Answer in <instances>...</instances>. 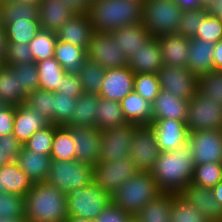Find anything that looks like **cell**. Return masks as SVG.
Returning a JSON list of instances; mask_svg holds the SVG:
<instances>
[{
  "instance_id": "6da1fadb",
  "label": "cell",
  "mask_w": 222,
  "mask_h": 222,
  "mask_svg": "<svg viewBox=\"0 0 222 222\" xmlns=\"http://www.w3.org/2000/svg\"><path fill=\"white\" fill-rule=\"evenodd\" d=\"M194 166L188 141L173 151H161L151 173L162 193L179 194L191 183Z\"/></svg>"
},
{
  "instance_id": "7a4b0ae2",
  "label": "cell",
  "mask_w": 222,
  "mask_h": 222,
  "mask_svg": "<svg viewBox=\"0 0 222 222\" xmlns=\"http://www.w3.org/2000/svg\"><path fill=\"white\" fill-rule=\"evenodd\" d=\"M26 222H65L67 194L47 182L33 183L24 196Z\"/></svg>"
},
{
  "instance_id": "3957f363",
  "label": "cell",
  "mask_w": 222,
  "mask_h": 222,
  "mask_svg": "<svg viewBox=\"0 0 222 222\" xmlns=\"http://www.w3.org/2000/svg\"><path fill=\"white\" fill-rule=\"evenodd\" d=\"M143 2L134 0H95L88 16L94 31L112 32L141 23Z\"/></svg>"
},
{
  "instance_id": "277c9868",
  "label": "cell",
  "mask_w": 222,
  "mask_h": 222,
  "mask_svg": "<svg viewBox=\"0 0 222 222\" xmlns=\"http://www.w3.org/2000/svg\"><path fill=\"white\" fill-rule=\"evenodd\" d=\"M162 192L151 172L139 171L111 194L112 203L135 217L140 210Z\"/></svg>"
},
{
  "instance_id": "5b68a950",
  "label": "cell",
  "mask_w": 222,
  "mask_h": 222,
  "mask_svg": "<svg viewBox=\"0 0 222 222\" xmlns=\"http://www.w3.org/2000/svg\"><path fill=\"white\" fill-rule=\"evenodd\" d=\"M183 11L174 0H145L141 23L152 37L176 34Z\"/></svg>"
},
{
  "instance_id": "8992f818",
  "label": "cell",
  "mask_w": 222,
  "mask_h": 222,
  "mask_svg": "<svg viewBox=\"0 0 222 222\" xmlns=\"http://www.w3.org/2000/svg\"><path fill=\"white\" fill-rule=\"evenodd\" d=\"M67 194L75 188L89 186L93 182V166L73 160L51 159L46 181Z\"/></svg>"
},
{
  "instance_id": "52a82bcc",
  "label": "cell",
  "mask_w": 222,
  "mask_h": 222,
  "mask_svg": "<svg viewBox=\"0 0 222 222\" xmlns=\"http://www.w3.org/2000/svg\"><path fill=\"white\" fill-rule=\"evenodd\" d=\"M112 203L111 194L99 188L94 182L67 193L68 216L94 219Z\"/></svg>"
},
{
  "instance_id": "ba28073f",
  "label": "cell",
  "mask_w": 222,
  "mask_h": 222,
  "mask_svg": "<svg viewBox=\"0 0 222 222\" xmlns=\"http://www.w3.org/2000/svg\"><path fill=\"white\" fill-rule=\"evenodd\" d=\"M186 124L190 132L222 130V105L197 92L188 102Z\"/></svg>"
},
{
  "instance_id": "9c48e42d",
  "label": "cell",
  "mask_w": 222,
  "mask_h": 222,
  "mask_svg": "<svg viewBox=\"0 0 222 222\" xmlns=\"http://www.w3.org/2000/svg\"><path fill=\"white\" fill-rule=\"evenodd\" d=\"M86 52L88 60L98 63L105 70L128 65V57L116 44L111 32L94 31Z\"/></svg>"
},
{
  "instance_id": "30bf717a",
  "label": "cell",
  "mask_w": 222,
  "mask_h": 222,
  "mask_svg": "<svg viewBox=\"0 0 222 222\" xmlns=\"http://www.w3.org/2000/svg\"><path fill=\"white\" fill-rule=\"evenodd\" d=\"M139 172L131 156L118 162H101L93 166V182L105 192L112 194L125 181Z\"/></svg>"
},
{
  "instance_id": "8fae6325",
  "label": "cell",
  "mask_w": 222,
  "mask_h": 222,
  "mask_svg": "<svg viewBox=\"0 0 222 222\" xmlns=\"http://www.w3.org/2000/svg\"><path fill=\"white\" fill-rule=\"evenodd\" d=\"M130 156L139 171L151 172L161 153L150 125H134Z\"/></svg>"
},
{
  "instance_id": "7c38bea8",
  "label": "cell",
  "mask_w": 222,
  "mask_h": 222,
  "mask_svg": "<svg viewBox=\"0 0 222 222\" xmlns=\"http://www.w3.org/2000/svg\"><path fill=\"white\" fill-rule=\"evenodd\" d=\"M160 89L190 101L198 92V77L185 66L163 65L157 72Z\"/></svg>"
},
{
  "instance_id": "4fadbf2b",
  "label": "cell",
  "mask_w": 222,
  "mask_h": 222,
  "mask_svg": "<svg viewBox=\"0 0 222 222\" xmlns=\"http://www.w3.org/2000/svg\"><path fill=\"white\" fill-rule=\"evenodd\" d=\"M101 133V162H118L130 156L131 140L134 135V125L126 124L121 127H114L100 131Z\"/></svg>"
},
{
  "instance_id": "5bb4252c",
  "label": "cell",
  "mask_w": 222,
  "mask_h": 222,
  "mask_svg": "<svg viewBox=\"0 0 222 222\" xmlns=\"http://www.w3.org/2000/svg\"><path fill=\"white\" fill-rule=\"evenodd\" d=\"M194 165L222 163V130L190 132Z\"/></svg>"
},
{
  "instance_id": "9a60e30c",
  "label": "cell",
  "mask_w": 222,
  "mask_h": 222,
  "mask_svg": "<svg viewBox=\"0 0 222 222\" xmlns=\"http://www.w3.org/2000/svg\"><path fill=\"white\" fill-rule=\"evenodd\" d=\"M75 148V159L94 166L100 159L101 133L95 127H70Z\"/></svg>"
},
{
  "instance_id": "2e32d148",
  "label": "cell",
  "mask_w": 222,
  "mask_h": 222,
  "mask_svg": "<svg viewBox=\"0 0 222 222\" xmlns=\"http://www.w3.org/2000/svg\"><path fill=\"white\" fill-rule=\"evenodd\" d=\"M135 74L127 66L107 69L99 96L121 102L129 93L134 91Z\"/></svg>"
},
{
  "instance_id": "e0dca14e",
  "label": "cell",
  "mask_w": 222,
  "mask_h": 222,
  "mask_svg": "<svg viewBox=\"0 0 222 222\" xmlns=\"http://www.w3.org/2000/svg\"><path fill=\"white\" fill-rule=\"evenodd\" d=\"M161 151H173L189 141L190 131L183 121L160 119L150 123Z\"/></svg>"
},
{
  "instance_id": "ac0fdd59",
  "label": "cell",
  "mask_w": 222,
  "mask_h": 222,
  "mask_svg": "<svg viewBox=\"0 0 222 222\" xmlns=\"http://www.w3.org/2000/svg\"><path fill=\"white\" fill-rule=\"evenodd\" d=\"M179 195L192 204L211 222H222V206L213 197L211 188L189 183Z\"/></svg>"
},
{
  "instance_id": "d6986e66",
  "label": "cell",
  "mask_w": 222,
  "mask_h": 222,
  "mask_svg": "<svg viewBox=\"0 0 222 222\" xmlns=\"http://www.w3.org/2000/svg\"><path fill=\"white\" fill-rule=\"evenodd\" d=\"M94 34L88 14H74L57 32V40L88 48Z\"/></svg>"
},
{
  "instance_id": "ffe728a7",
  "label": "cell",
  "mask_w": 222,
  "mask_h": 222,
  "mask_svg": "<svg viewBox=\"0 0 222 222\" xmlns=\"http://www.w3.org/2000/svg\"><path fill=\"white\" fill-rule=\"evenodd\" d=\"M51 122L26 103L15 106L13 135L24 145L38 130L50 125Z\"/></svg>"
},
{
  "instance_id": "44dd1931",
  "label": "cell",
  "mask_w": 222,
  "mask_h": 222,
  "mask_svg": "<svg viewBox=\"0 0 222 222\" xmlns=\"http://www.w3.org/2000/svg\"><path fill=\"white\" fill-rule=\"evenodd\" d=\"M163 65L159 39L155 37H151L143 47L128 58V67L134 74H157Z\"/></svg>"
},
{
  "instance_id": "7402d4cb",
  "label": "cell",
  "mask_w": 222,
  "mask_h": 222,
  "mask_svg": "<svg viewBox=\"0 0 222 222\" xmlns=\"http://www.w3.org/2000/svg\"><path fill=\"white\" fill-rule=\"evenodd\" d=\"M188 102L178 98L168 91L160 90L158 96L152 103V121L160 119H173L187 121Z\"/></svg>"
},
{
  "instance_id": "603a6c76",
  "label": "cell",
  "mask_w": 222,
  "mask_h": 222,
  "mask_svg": "<svg viewBox=\"0 0 222 222\" xmlns=\"http://www.w3.org/2000/svg\"><path fill=\"white\" fill-rule=\"evenodd\" d=\"M38 6L41 28L54 33L75 14L63 0H41Z\"/></svg>"
},
{
  "instance_id": "cb8c5ba5",
  "label": "cell",
  "mask_w": 222,
  "mask_h": 222,
  "mask_svg": "<svg viewBox=\"0 0 222 222\" xmlns=\"http://www.w3.org/2000/svg\"><path fill=\"white\" fill-rule=\"evenodd\" d=\"M190 49L187 67L196 77H200L214 70L215 43L198 38H190Z\"/></svg>"
},
{
  "instance_id": "d4e9b609",
  "label": "cell",
  "mask_w": 222,
  "mask_h": 222,
  "mask_svg": "<svg viewBox=\"0 0 222 222\" xmlns=\"http://www.w3.org/2000/svg\"><path fill=\"white\" fill-rule=\"evenodd\" d=\"M164 65L187 67L190 38L179 34L162 35L159 38Z\"/></svg>"
},
{
  "instance_id": "484cf974",
  "label": "cell",
  "mask_w": 222,
  "mask_h": 222,
  "mask_svg": "<svg viewBox=\"0 0 222 222\" xmlns=\"http://www.w3.org/2000/svg\"><path fill=\"white\" fill-rule=\"evenodd\" d=\"M115 42L129 58L143 47L152 35L142 23L121 27L111 32Z\"/></svg>"
},
{
  "instance_id": "4316f807",
  "label": "cell",
  "mask_w": 222,
  "mask_h": 222,
  "mask_svg": "<svg viewBox=\"0 0 222 222\" xmlns=\"http://www.w3.org/2000/svg\"><path fill=\"white\" fill-rule=\"evenodd\" d=\"M16 161L32 183L46 181L51 163L50 155L38 154L23 147Z\"/></svg>"
},
{
  "instance_id": "83f0119b",
  "label": "cell",
  "mask_w": 222,
  "mask_h": 222,
  "mask_svg": "<svg viewBox=\"0 0 222 222\" xmlns=\"http://www.w3.org/2000/svg\"><path fill=\"white\" fill-rule=\"evenodd\" d=\"M120 104L128 124L150 125L152 121V103L148 100L133 91Z\"/></svg>"
},
{
  "instance_id": "f1b7e54d",
  "label": "cell",
  "mask_w": 222,
  "mask_h": 222,
  "mask_svg": "<svg viewBox=\"0 0 222 222\" xmlns=\"http://www.w3.org/2000/svg\"><path fill=\"white\" fill-rule=\"evenodd\" d=\"M100 96L84 92L76 99L75 112L66 127H95L97 121L98 101Z\"/></svg>"
},
{
  "instance_id": "f546056e",
  "label": "cell",
  "mask_w": 222,
  "mask_h": 222,
  "mask_svg": "<svg viewBox=\"0 0 222 222\" xmlns=\"http://www.w3.org/2000/svg\"><path fill=\"white\" fill-rule=\"evenodd\" d=\"M27 95L20 89L18 75L13 66L0 69V103L17 106L26 103Z\"/></svg>"
},
{
  "instance_id": "4dcf8cb0",
  "label": "cell",
  "mask_w": 222,
  "mask_h": 222,
  "mask_svg": "<svg viewBox=\"0 0 222 222\" xmlns=\"http://www.w3.org/2000/svg\"><path fill=\"white\" fill-rule=\"evenodd\" d=\"M1 184L5 191L11 194H20L25 196L32 188V181L20 169L16 160H9L0 168Z\"/></svg>"
},
{
  "instance_id": "1f68e13d",
  "label": "cell",
  "mask_w": 222,
  "mask_h": 222,
  "mask_svg": "<svg viewBox=\"0 0 222 222\" xmlns=\"http://www.w3.org/2000/svg\"><path fill=\"white\" fill-rule=\"evenodd\" d=\"M175 193H161L145 205L135 216L140 222H171V208Z\"/></svg>"
},
{
  "instance_id": "d6a6232c",
  "label": "cell",
  "mask_w": 222,
  "mask_h": 222,
  "mask_svg": "<svg viewBox=\"0 0 222 222\" xmlns=\"http://www.w3.org/2000/svg\"><path fill=\"white\" fill-rule=\"evenodd\" d=\"M86 48L57 40L54 58L61 64L66 73L78 74L83 62L87 59Z\"/></svg>"
},
{
  "instance_id": "836d02e7",
  "label": "cell",
  "mask_w": 222,
  "mask_h": 222,
  "mask_svg": "<svg viewBox=\"0 0 222 222\" xmlns=\"http://www.w3.org/2000/svg\"><path fill=\"white\" fill-rule=\"evenodd\" d=\"M127 123L121 104L114 100L99 98L96 128L100 131L125 126Z\"/></svg>"
},
{
  "instance_id": "e575fe53",
  "label": "cell",
  "mask_w": 222,
  "mask_h": 222,
  "mask_svg": "<svg viewBox=\"0 0 222 222\" xmlns=\"http://www.w3.org/2000/svg\"><path fill=\"white\" fill-rule=\"evenodd\" d=\"M39 75V89L56 92L66 74L61 64L54 58H48L36 63Z\"/></svg>"
},
{
  "instance_id": "d590c367",
  "label": "cell",
  "mask_w": 222,
  "mask_h": 222,
  "mask_svg": "<svg viewBox=\"0 0 222 222\" xmlns=\"http://www.w3.org/2000/svg\"><path fill=\"white\" fill-rule=\"evenodd\" d=\"M3 26L17 20L38 21L39 6L23 3L16 0H7L1 3Z\"/></svg>"
},
{
  "instance_id": "8d00e7d4",
  "label": "cell",
  "mask_w": 222,
  "mask_h": 222,
  "mask_svg": "<svg viewBox=\"0 0 222 222\" xmlns=\"http://www.w3.org/2000/svg\"><path fill=\"white\" fill-rule=\"evenodd\" d=\"M72 130L66 126H58L55 130L50 157L53 160L75 159V148Z\"/></svg>"
},
{
  "instance_id": "74e56055",
  "label": "cell",
  "mask_w": 222,
  "mask_h": 222,
  "mask_svg": "<svg viewBox=\"0 0 222 222\" xmlns=\"http://www.w3.org/2000/svg\"><path fill=\"white\" fill-rule=\"evenodd\" d=\"M8 43H28L42 30L39 21L17 20L4 26Z\"/></svg>"
},
{
  "instance_id": "f35d334b",
  "label": "cell",
  "mask_w": 222,
  "mask_h": 222,
  "mask_svg": "<svg viewBox=\"0 0 222 222\" xmlns=\"http://www.w3.org/2000/svg\"><path fill=\"white\" fill-rule=\"evenodd\" d=\"M105 71L106 70L98 63L86 59L78 72L83 91L86 93L99 94Z\"/></svg>"
},
{
  "instance_id": "ab89813d",
  "label": "cell",
  "mask_w": 222,
  "mask_h": 222,
  "mask_svg": "<svg viewBox=\"0 0 222 222\" xmlns=\"http://www.w3.org/2000/svg\"><path fill=\"white\" fill-rule=\"evenodd\" d=\"M57 35L54 32L41 30L29 42L35 63L54 57Z\"/></svg>"
},
{
  "instance_id": "60d3db41",
  "label": "cell",
  "mask_w": 222,
  "mask_h": 222,
  "mask_svg": "<svg viewBox=\"0 0 222 222\" xmlns=\"http://www.w3.org/2000/svg\"><path fill=\"white\" fill-rule=\"evenodd\" d=\"M222 180V163L195 165L191 183L206 188H213Z\"/></svg>"
},
{
  "instance_id": "b9f144b4",
  "label": "cell",
  "mask_w": 222,
  "mask_h": 222,
  "mask_svg": "<svg viewBox=\"0 0 222 222\" xmlns=\"http://www.w3.org/2000/svg\"><path fill=\"white\" fill-rule=\"evenodd\" d=\"M171 222H211L179 194L173 198Z\"/></svg>"
},
{
  "instance_id": "7bdbcfd3",
  "label": "cell",
  "mask_w": 222,
  "mask_h": 222,
  "mask_svg": "<svg viewBox=\"0 0 222 222\" xmlns=\"http://www.w3.org/2000/svg\"><path fill=\"white\" fill-rule=\"evenodd\" d=\"M55 92L38 89L27 96L26 104L54 124Z\"/></svg>"
},
{
  "instance_id": "ee69618b",
  "label": "cell",
  "mask_w": 222,
  "mask_h": 222,
  "mask_svg": "<svg viewBox=\"0 0 222 222\" xmlns=\"http://www.w3.org/2000/svg\"><path fill=\"white\" fill-rule=\"evenodd\" d=\"M198 92L222 105V70H213L198 77Z\"/></svg>"
},
{
  "instance_id": "f6af8a7d",
  "label": "cell",
  "mask_w": 222,
  "mask_h": 222,
  "mask_svg": "<svg viewBox=\"0 0 222 222\" xmlns=\"http://www.w3.org/2000/svg\"><path fill=\"white\" fill-rule=\"evenodd\" d=\"M57 127V125L50 124L36 131L24 144V147L38 154L50 155Z\"/></svg>"
},
{
  "instance_id": "bcb514c9",
  "label": "cell",
  "mask_w": 222,
  "mask_h": 222,
  "mask_svg": "<svg viewBox=\"0 0 222 222\" xmlns=\"http://www.w3.org/2000/svg\"><path fill=\"white\" fill-rule=\"evenodd\" d=\"M24 196L11 194L6 191L0 193V218H14L25 220Z\"/></svg>"
},
{
  "instance_id": "7dc6e473",
  "label": "cell",
  "mask_w": 222,
  "mask_h": 222,
  "mask_svg": "<svg viewBox=\"0 0 222 222\" xmlns=\"http://www.w3.org/2000/svg\"><path fill=\"white\" fill-rule=\"evenodd\" d=\"M160 83L157 74L136 73L134 78V91L142 98L153 103L160 91Z\"/></svg>"
},
{
  "instance_id": "c3c4849f",
  "label": "cell",
  "mask_w": 222,
  "mask_h": 222,
  "mask_svg": "<svg viewBox=\"0 0 222 222\" xmlns=\"http://www.w3.org/2000/svg\"><path fill=\"white\" fill-rule=\"evenodd\" d=\"M208 15L205 9L184 10L179 20L178 30L176 34L184 37H195L204 18Z\"/></svg>"
},
{
  "instance_id": "681fc988",
  "label": "cell",
  "mask_w": 222,
  "mask_h": 222,
  "mask_svg": "<svg viewBox=\"0 0 222 222\" xmlns=\"http://www.w3.org/2000/svg\"><path fill=\"white\" fill-rule=\"evenodd\" d=\"M76 99L70 95H63L55 92L54 109V125L65 126L72 118V114L76 111Z\"/></svg>"
},
{
  "instance_id": "f907efd6",
  "label": "cell",
  "mask_w": 222,
  "mask_h": 222,
  "mask_svg": "<svg viewBox=\"0 0 222 222\" xmlns=\"http://www.w3.org/2000/svg\"><path fill=\"white\" fill-rule=\"evenodd\" d=\"M20 89L28 96L39 89V75L36 63L14 65Z\"/></svg>"
},
{
  "instance_id": "816d5d0a",
  "label": "cell",
  "mask_w": 222,
  "mask_h": 222,
  "mask_svg": "<svg viewBox=\"0 0 222 222\" xmlns=\"http://www.w3.org/2000/svg\"><path fill=\"white\" fill-rule=\"evenodd\" d=\"M35 63L28 43H8L5 56V65L14 66Z\"/></svg>"
},
{
  "instance_id": "f5cc1de1",
  "label": "cell",
  "mask_w": 222,
  "mask_h": 222,
  "mask_svg": "<svg viewBox=\"0 0 222 222\" xmlns=\"http://www.w3.org/2000/svg\"><path fill=\"white\" fill-rule=\"evenodd\" d=\"M194 38L217 43L222 39V20L220 17L207 15Z\"/></svg>"
},
{
  "instance_id": "db71d44e",
  "label": "cell",
  "mask_w": 222,
  "mask_h": 222,
  "mask_svg": "<svg viewBox=\"0 0 222 222\" xmlns=\"http://www.w3.org/2000/svg\"><path fill=\"white\" fill-rule=\"evenodd\" d=\"M56 93L70 95L72 98H78L84 91L78 74L66 73L63 82L60 83V90Z\"/></svg>"
},
{
  "instance_id": "11a10c76",
  "label": "cell",
  "mask_w": 222,
  "mask_h": 222,
  "mask_svg": "<svg viewBox=\"0 0 222 222\" xmlns=\"http://www.w3.org/2000/svg\"><path fill=\"white\" fill-rule=\"evenodd\" d=\"M132 217L128 212L111 203L94 219V222H129Z\"/></svg>"
},
{
  "instance_id": "9f6ffc18",
  "label": "cell",
  "mask_w": 222,
  "mask_h": 222,
  "mask_svg": "<svg viewBox=\"0 0 222 222\" xmlns=\"http://www.w3.org/2000/svg\"><path fill=\"white\" fill-rule=\"evenodd\" d=\"M24 145L13 135L0 137V148L9 160H16Z\"/></svg>"
},
{
  "instance_id": "6f0895ef",
  "label": "cell",
  "mask_w": 222,
  "mask_h": 222,
  "mask_svg": "<svg viewBox=\"0 0 222 222\" xmlns=\"http://www.w3.org/2000/svg\"><path fill=\"white\" fill-rule=\"evenodd\" d=\"M15 106L0 104V137L13 134Z\"/></svg>"
},
{
  "instance_id": "680465c9",
  "label": "cell",
  "mask_w": 222,
  "mask_h": 222,
  "mask_svg": "<svg viewBox=\"0 0 222 222\" xmlns=\"http://www.w3.org/2000/svg\"><path fill=\"white\" fill-rule=\"evenodd\" d=\"M75 14H88L90 0H63Z\"/></svg>"
},
{
  "instance_id": "91938a15",
  "label": "cell",
  "mask_w": 222,
  "mask_h": 222,
  "mask_svg": "<svg viewBox=\"0 0 222 222\" xmlns=\"http://www.w3.org/2000/svg\"><path fill=\"white\" fill-rule=\"evenodd\" d=\"M174 2L182 11L202 9V0H174Z\"/></svg>"
},
{
  "instance_id": "94428289",
  "label": "cell",
  "mask_w": 222,
  "mask_h": 222,
  "mask_svg": "<svg viewBox=\"0 0 222 222\" xmlns=\"http://www.w3.org/2000/svg\"><path fill=\"white\" fill-rule=\"evenodd\" d=\"M213 63L214 70H222V39L215 43Z\"/></svg>"
},
{
  "instance_id": "6125c7cd",
  "label": "cell",
  "mask_w": 222,
  "mask_h": 222,
  "mask_svg": "<svg viewBox=\"0 0 222 222\" xmlns=\"http://www.w3.org/2000/svg\"><path fill=\"white\" fill-rule=\"evenodd\" d=\"M8 40L4 27L0 28V61L5 65Z\"/></svg>"
},
{
  "instance_id": "be15d7a7",
  "label": "cell",
  "mask_w": 222,
  "mask_h": 222,
  "mask_svg": "<svg viewBox=\"0 0 222 222\" xmlns=\"http://www.w3.org/2000/svg\"><path fill=\"white\" fill-rule=\"evenodd\" d=\"M211 16L222 17V0H217L206 10Z\"/></svg>"
},
{
  "instance_id": "e7e4bbea",
  "label": "cell",
  "mask_w": 222,
  "mask_h": 222,
  "mask_svg": "<svg viewBox=\"0 0 222 222\" xmlns=\"http://www.w3.org/2000/svg\"><path fill=\"white\" fill-rule=\"evenodd\" d=\"M213 197L222 206V180L216 184L215 187L211 188Z\"/></svg>"
},
{
  "instance_id": "03108f58",
  "label": "cell",
  "mask_w": 222,
  "mask_h": 222,
  "mask_svg": "<svg viewBox=\"0 0 222 222\" xmlns=\"http://www.w3.org/2000/svg\"><path fill=\"white\" fill-rule=\"evenodd\" d=\"M65 222H94V221L76 216H68Z\"/></svg>"
},
{
  "instance_id": "003e7915",
  "label": "cell",
  "mask_w": 222,
  "mask_h": 222,
  "mask_svg": "<svg viewBox=\"0 0 222 222\" xmlns=\"http://www.w3.org/2000/svg\"><path fill=\"white\" fill-rule=\"evenodd\" d=\"M9 161V158L3 153L0 148V168Z\"/></svg>"
},
{
  "instance_id": "a7ac6f4b",
  "label": "cell",
  "mask_w": 222,
  "mask_h": 222,
  "mask_svg": "<svg viewBox=\"0 0 222 222\" xmlns=\"http://www.w3.org/2000/svg\"><path fill=\"white\" fill-rule=\"evenodd\" d=\"M214 1H217V0H202V8L207 10Z\"/></svg>"
},
{
  "instance_id": "89a4df30",
  "label": "cell",
  "mask_w": 222,
  "mask_h": 222,
  "mask_svg": "<svg viewBox=\"0 0 222 222\" xmlns=\"http://www.w3.org/2000/svg\"><path fill=\"white\" fill-rule=\"evenodd\" d=\"M0 222H26L25 220H16L14 218H0Z\"/></svg>"
},
{
  "instance_id": "2644e50d",
  "label": "cell",
  "mask_w": 222,
  "mask_h": 222,
  "mask_svg": "<svg viewBox=\"0 0 222 222\" xmlns=\"http://www.w3.org/2000/svg\"><path fill=\"white\" fill-rule=\"evenodd\" d=\"M18 2H23V3H31V4H37L39 5L41 0H16Z\"/></svg>"
},
{
  "instance_id": "8c879c8a",
  "label": "cell",
  "mask_w": 222,
  "mask_h": 222,
  "mask_svg": "<svg viewBox=\"0 0 222 222\" xmlns=\"http://www.w3.org/2000/svg\"><path fill=\"white\" fill-rule=\"evenodd\" d=\"M1 3L0 2V28L3 27V22H2V7H1Z\"/></svg>"
},
{
  "instance_id": "753ad0ef",
  "label": "cell",
  "mask_w": 222,
  "mask_h": 222,
  "mask_svg": "<svg viewBox=\"0 0 222 222\" xmlns=\"http://www.w3.org/2000/svg\"><path fill=\"white\" fill-rule=\"evenodd\" d=\"M5 188L3 187V185L1 184V174H0V193L4 192Z\"/></svg>"
},
{
  "instance_id": "34e18365",
  "label": "cell",
  "mask_w": 222,
  "mask_h": 222,
  "mask_svg": "<svg viewBox=\"0 0 222 222\" xmlns=\"http://www.w3.org/2000/svg\"><path fill=\"white\" fill-rule=\"evenodd\" d=\"M129 222H140L136 217H132Z\"/></svg>"
},
{
  "instance_id": "11e5206c",
  "label": "cell",
  "mask_w": 222,
  "mask_h": 222,
  "mask_svg": "<svg viewBox=\"0 0 222 222\" xmlns=\"http://www.w3.org/2000/svg\"><path fill=\"white\" fill-rule=\"evenodd\" d=\"M4 66V64L0 61V69Z\"/></svg>"
}]
</instances>
